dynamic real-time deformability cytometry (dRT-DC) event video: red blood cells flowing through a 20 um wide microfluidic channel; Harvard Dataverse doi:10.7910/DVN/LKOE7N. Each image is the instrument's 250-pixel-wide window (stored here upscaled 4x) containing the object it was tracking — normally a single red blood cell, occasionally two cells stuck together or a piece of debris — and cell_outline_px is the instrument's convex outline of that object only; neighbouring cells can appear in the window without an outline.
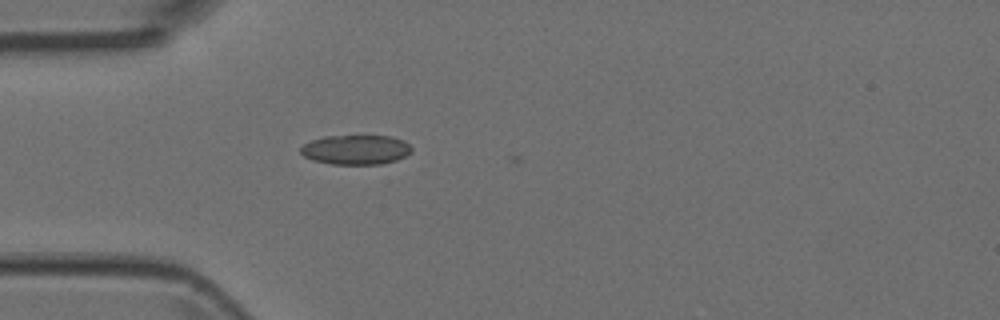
{"species": "Egyptian fruit bat (a non-hibernating species)", "species_latin": "Rousettus aegyptiacus", "temperature_condition": "room temperature", "stored_images_in_passage": 1, "camera_frame_rate_fps": 3000, "um_per_image_px": 0.085, "animal": {"sex": "female"}, "frame": {"image": 1, "passage_image": 1, "time_ms": 0.0, "image_size_px": [1000, 320], "cell_outline_px": [[412, 152], [396, 160], [380, 164], [332, 164], [312, 160], [304, 156], [300, 152], [300, 148], [304, 144], [312, 140], [324, 136], [392, 136], [404, 140], [412, 148]], "centroid_in_image_um": [30.25, 12.72], "position_along_channel_um": 54.8, "area_um2": 19.13}}